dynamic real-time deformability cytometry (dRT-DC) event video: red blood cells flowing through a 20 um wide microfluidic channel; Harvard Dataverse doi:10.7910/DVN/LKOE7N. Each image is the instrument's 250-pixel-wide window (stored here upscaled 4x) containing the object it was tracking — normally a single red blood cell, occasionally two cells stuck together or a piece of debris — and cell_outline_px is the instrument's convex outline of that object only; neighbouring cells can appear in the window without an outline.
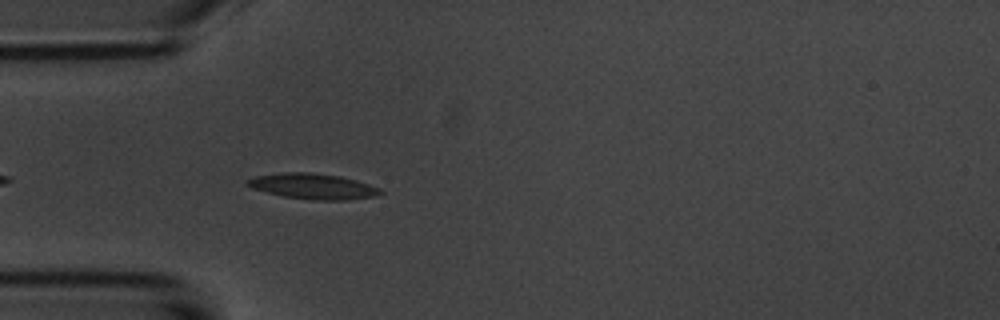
{"species": "common noctule bat (a hibernating species)", "species_latin": "Nyctalus noctula", "temperature_condition": "room temperature", "stored_images_in_passage": 2, "camera_frame_rate_fps": 3000, "um_per_image_px": 0.085, "animal": {"sex": "male", "body_mass_g": 20.1, "forearm_length_mm": 53.5}, "frame": {"image": 1, "passage_image": 2, "time_ms": 1.333, "image_size_px": [1000, 320], "cell_outline_px": [[384, 192], [376, 196], [344, 200], [312, 200], [284, 196], [252, 188], [244, 184], [248, 180], [256, 176], [284, 172], [308, 172], [340, 176], [356, 180], [380, 188]], "centroid_in_image_um": [26.62, 15.83], "position_along_channel_um": 58.4, "area_um2": 19.65}}